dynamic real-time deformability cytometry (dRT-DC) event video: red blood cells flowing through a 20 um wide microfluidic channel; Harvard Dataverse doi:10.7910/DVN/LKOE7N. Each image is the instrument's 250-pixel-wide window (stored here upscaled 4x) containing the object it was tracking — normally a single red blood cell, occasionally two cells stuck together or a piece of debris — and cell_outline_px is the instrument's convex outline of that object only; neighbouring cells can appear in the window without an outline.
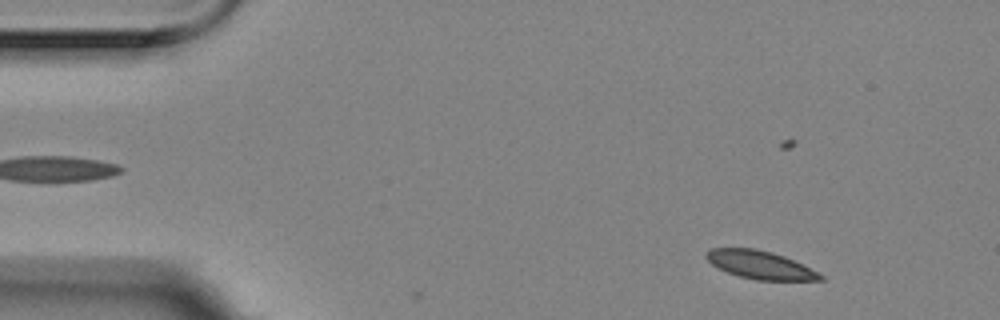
{"species": "Egyptian fruit bat (a non-hibernating species)", "species_latin": "Rousettus aegyptiacus", "temperature_condition": "room temperature", "stored_images_in_passage": 3, "camera_frame_rate_fps": 3000, "um_per_image_px": 0.085, "animal": {"sex": "female"}, "frame": {"image": 1, "passage_image": 1, "time_ms": 0.0, "image_size_px": [1000, 320], "cell_outline_px": [[824, 280], [756, 280], [740, 276], [728, 272], [712, 264], [704, 256], [704, 252], [712, 248], [756, 248], [772, 252], [784, 256], [824, 276]], "centroid_in_image_um": [64.56, 22.5], "position_along_channel_um": 20.4, "area_um2": 18.38}}